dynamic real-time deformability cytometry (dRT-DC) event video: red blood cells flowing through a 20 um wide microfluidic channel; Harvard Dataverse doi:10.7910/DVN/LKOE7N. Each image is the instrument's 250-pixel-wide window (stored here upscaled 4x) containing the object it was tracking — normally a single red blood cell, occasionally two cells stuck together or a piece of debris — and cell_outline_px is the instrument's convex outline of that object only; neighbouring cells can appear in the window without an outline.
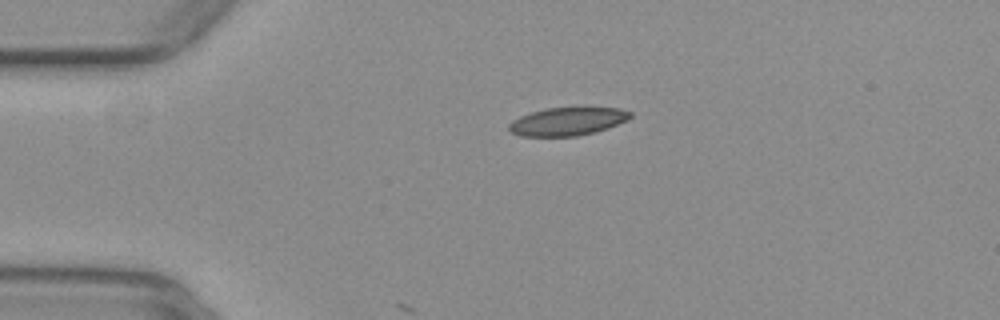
{"species": "common noctule bat (a hibernating species)", "species_latin": "Nyctalus noctula", "temperature_condition": "warm", "stored_images_in_passage": 5, "camera_frame_rate_fps": 3000, "um_per_image_px": 0.085, "animal": {"sex": "female", "body_mass_g": 29.2, "forearm_length_mm": 56.3}, "frame": {"image": 1, "passage_image": 1, "time_ms": 0.0, "image_size_px": [1000, 320], "cell_outline_px": [[632, 116], [628, 120], [608, 128], [576, 136], [520, 136], [512, 132], [508, 128], [508, 124], [512, 120], [520, 116], [532, 112], [548, 108], [576, 104], [584, 104], [620, 108], [632, 112]], "centroid_in_image_um": [48.31, 10.25], "position_along_channel_um": 36.7, "area_um2": 20.87}}